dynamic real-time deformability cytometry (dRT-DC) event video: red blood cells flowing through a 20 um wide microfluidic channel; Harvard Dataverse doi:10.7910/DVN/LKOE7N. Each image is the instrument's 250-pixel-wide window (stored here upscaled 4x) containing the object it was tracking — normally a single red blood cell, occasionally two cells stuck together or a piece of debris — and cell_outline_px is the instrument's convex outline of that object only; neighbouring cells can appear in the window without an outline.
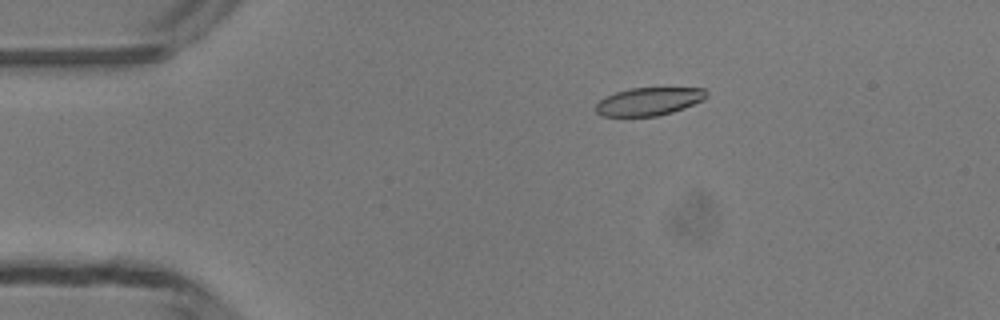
{"species": "common noctule bat (a hibernating species)", "species_latin": "Nyctalus noctula", "temperature_condition": "room temperature", "stored_images_in_passage": 50, "camera_frame_rate_fps": 3000, "um_per_image_px": 0.085, "animal": {"sex": "male", "body_mass_g": 13.3}, "frame": {"image": 1, "passage_image": 10, "time_ms": 3.0, "image_size_px": [1000, 320], "cell_outline_px": [[708, 96], [704, 100], [684, 108], [672, 112], [656, 116], [600, 116], [596, 112], [596, 104], [604, 96], [628, 88], [704, 88], [708, 92]], "centroid_in_image_um": [55.16, 8.62], "position_along_channel_um": 29.8, "area_um2": 18.15}}
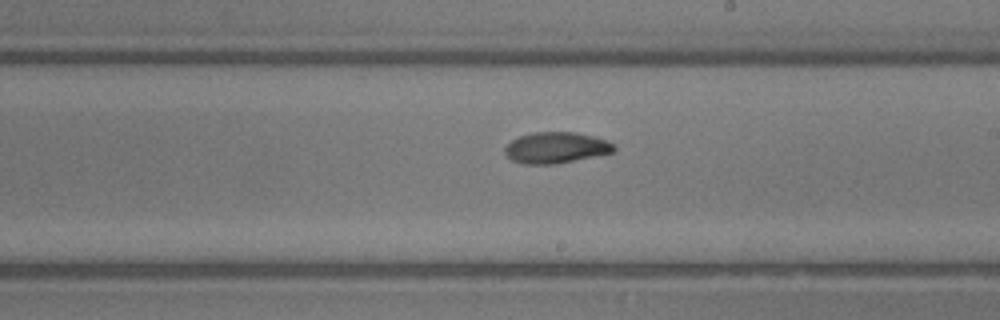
{"frame": {"image": 2, "passage_image": 29, "time_ms": 9.333, "image_size_px": [1000, 320], "cell_outline_px": [[616, 148], [612, 152], [556, 164], [524, 164], [512, 160], [504, 152], [504, 148], [512, 140], [520, 136], [532, 132], [576, 132], [608, 140], [616, 144]], "centroid_in_image_um": [47.27, 12.54], "position_along_channel_um": 241.7, "area_um2": 19.71}}
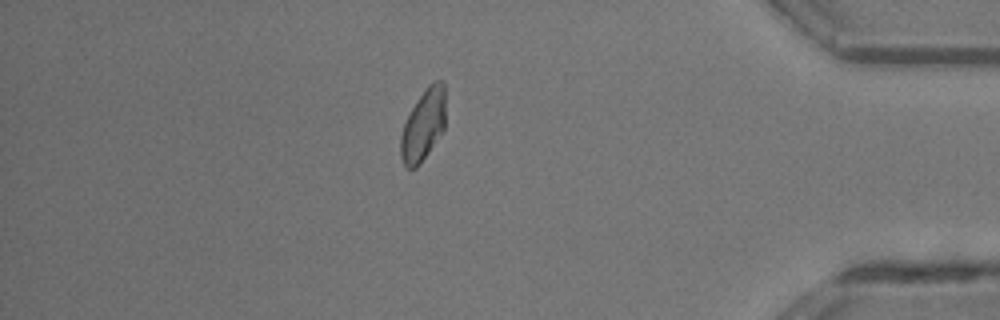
{"frame": {"image": 3, "passage_image": 43, "time_ms": 14.0, "image_size_px": [1000, 320], "cell_outline_px": [[444, 128], [428, 152], [416, 168], [404, 168], [400, 156], [400, 136], [404, 124], [412, 108], [428, 84], [436, 80], [440, 80], [444, 84]], "centroid_in_image_um": [35.95, 10.65], "position_along_channel_um": 399.3, "area_um2": 18.32}, "authors_computed_cell_mechanics": {"area_um2": 19.3919, "velocity_mm_per_s": 4.212, "shape_relaxation_time_tau1_ms": 3.3519, "shape_relaxation_time_tau2_ms": 2.4787, "deformation_change_tau1": 0.1095, "deformation_change_tau2": 0.0477}}